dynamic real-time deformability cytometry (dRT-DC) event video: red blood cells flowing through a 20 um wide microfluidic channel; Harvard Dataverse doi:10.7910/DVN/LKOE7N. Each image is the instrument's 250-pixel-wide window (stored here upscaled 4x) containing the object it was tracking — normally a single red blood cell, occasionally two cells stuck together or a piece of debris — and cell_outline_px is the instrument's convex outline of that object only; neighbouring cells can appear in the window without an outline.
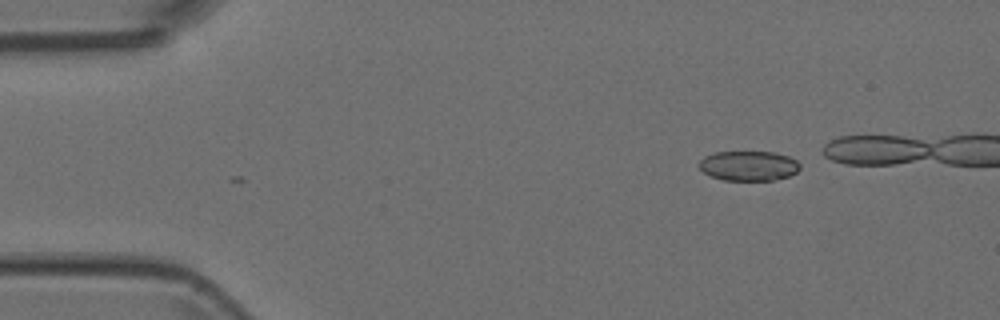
{"species": "Egyptian fruit bat (a non-hibernating species)", "species_latin": "Rousettus aegyptiacus", "temperature_condition": "room temperature", "stored_images_in_passage": 4, "camera_frame_rate_fps": 3000, "um_per_image_px": 0.085, "animal": {"sex": "female"}, "frame": {"image": 1, "passage_image": 1, "time_ms": 0.0, "image_size_px": [1000, 320], "cell_outline_px": [[800, 168], [796, 172], [788, 176], [772, 180], [724, 180], [712, 176], [704, 172], [700, 168], [700, 160], [704, 156], [716, 152], [776, 152], [788, 156], [796, 160], [800, 164]], "centroid_in_image_um": [63.65, 14.08], "position_along_channel_um": 21.4, "area_um2": 17.4}}